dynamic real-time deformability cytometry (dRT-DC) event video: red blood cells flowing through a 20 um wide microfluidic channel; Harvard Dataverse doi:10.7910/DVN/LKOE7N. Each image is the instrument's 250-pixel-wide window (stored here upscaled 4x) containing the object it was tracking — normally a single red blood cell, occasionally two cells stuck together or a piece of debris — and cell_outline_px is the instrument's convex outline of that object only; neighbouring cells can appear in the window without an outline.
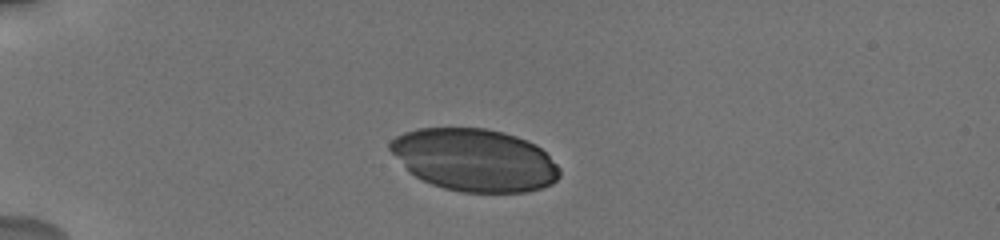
{"species": "human", "species_latin": "Homo sapiens", "temperature_condition": "cold", "stored_images_in_passage": 11, "camera_frame_rate_fps": 3000, "um_per_image_px": 0.085, "donor": {"sex": "male"}, "frame": {"image": 1, "passage_image": 1, "time_ms": 0.0, "image_size_px": [1000, 240], "cell_outline_px": [[560, 176], [552, 184], [528, 192], [460, 192], [444, 188], [432, 184], [408, 172], [388, 148], [388, 144], [396, 136], [404, 132], [416, 128], [484, 128], [504, 132], [528, 140], [536, 144], [560, 168]], "centroid_in_image_um": [40.32, 13.59], "position_along_channel_um": 44.7, "area_um2": 61.79}}